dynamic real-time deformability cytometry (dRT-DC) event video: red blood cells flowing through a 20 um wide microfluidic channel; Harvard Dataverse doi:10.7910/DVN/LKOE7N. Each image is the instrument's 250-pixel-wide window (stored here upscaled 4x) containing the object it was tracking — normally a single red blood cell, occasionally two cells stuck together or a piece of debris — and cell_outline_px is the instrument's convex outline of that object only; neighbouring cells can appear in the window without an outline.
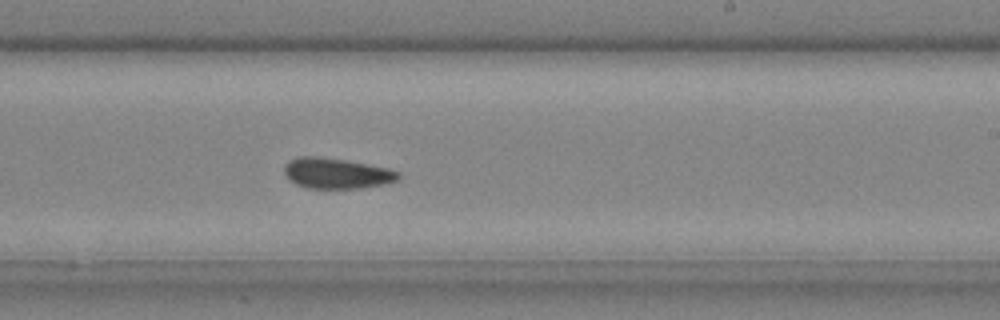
{"species": "common noctule bat (a hibernating species)", "species_latin": "Nyctalus noctula", "temperature_condition": "cold", "stored_images_in_passage": 26, "camera_frame_rate_fps": 3000, "um_per_image_px": 0.085, "animal": {"sex": "male", "body_mass_g": 20.4}, "frame": {"image": 1, "passage_image": 12, "time_ms": 3.667, "image_size_px": [1000, 320], "cell_outline_px": [[400, 180], [384, 184], [360, 188], [308, 188], [296, 184], [288, 180], [284, 172], [284, 164], [288, 160], [300, 156], [316, 156], [344, 160], [388, 168], [400, 172]], "centroid_in_image_um": [28.59, 14.73], "position_along_channel_um": 260.4, "area_um2": 20.4}}